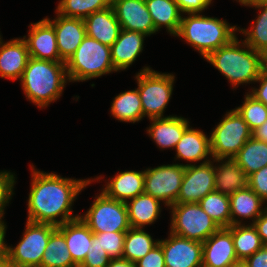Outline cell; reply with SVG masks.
<instances>
[{"instance_id": "1", "label": "cell", "mask_w": 267, "mask_h": 267, "mask_svg": "<svg viewBox=\"0 0 267 267\" xmlns=\"http://www.w3.org/2000/svg\"><path fill=\"white\" fill-rule=\"evenodd\" d=\"M34 171L28 200V221L56 227L74 219L72 203L91 180L63 178L54 173ZM62 218L57 220L56 217Z\"/></svg>"}, {"instance_id": "2", "label": "cell", "mask_w": 267, "mask_h": 267, "mask_svg": "<svg viewBox=\"0 0 267 267\" xmlns=\"http://www.w3.org/2000/svg\"><path fill=\"white\" fill-rule=\"evenodd\" d=\"M242 44L247 49L245 47L241 49L240 42L235 37L205 58L232 83L233 87L242 83L256 82L266 67L263 54L256 52L244 41Z\"/></svg>"}, {"instance_id": "3", "label": "cell", "mask_w": 267, "mask_h": 267, "mask_svg": "<svg viewBox=\"0 0 267 267\" xmlns=\"http://www.w3.org/2000/svg\"><path fill=\"white\" fill-rule=\"evenodd\" d=\"M66 76L65 62L29 57L20 80L26 97L42 108L61 96Z\"/></svg>"}, {"instance_id": "4", "label": "cell", "mask_w": 267, "mask_h": 267, "mask_svg": "<svg viewBox=\"0 0 267 267\" xmlns=\"http://www.w3.org/2000/svg\"><path fill=\"white\" fill-rule=\"evenodd\" d=\"M188 15L186 18H181L175 36L183 37L204 58L236 37L235 30L238 28L231 27L226 21L202 16L199 13H188Z\"/></svg>"}, {"instance_id": "5", "label": "cell", "mask_w": 267, "mask_h": 267, "mask_svg": "<svg viewBox=\"0 0 267 267\" xmlns=\"http://www.w3.org/2000/svg\"><path fill=\"white\" fill-rule=\"evenodd\" d=\"M116 71L111 59V47L86 35L74 54L66 62L67 77L71 81H85Z\"/></svg>"}, {"instance_id": "6", "label": "cell", "mask_w": 267, "mask_h": 267, "mask_svg": "<svg viewBox=\"0 0 267 267\" xmlns=\"http://www.w3.org/2000/svg\"><path fill=\"white\" fill-rule=\"evenodd\" d=\"M56 226L27 220L22 240L15 248L7 246L6 259L15 267H41L43 253Z\"/></svg>"}, {"instance_id": "7", "label": "cell", "mask_w": 267, "mask_h": 267, "mask_svg": "<svg viewBox=\"0 0 267 267\" xmlns=\"http://www.w3.org/2000/svg\"><path fill=\"white\" fill-rule=\"evenodd\" d=\"M136 78L144 117L146 115L149 119L162 117L172 95L174 75L160 74L149 67H144Z\"/></svg>"}, {"instance_id": "8", "label": "cell", "mask_w": 267, "mask_h": 267, "mask_svg": "<svg viewBox=\"0 0 267 267\" xmlns=\"http://www.w3.org/2000/svg\"><path fill=\"white\" fill-rule=\"evenodd\" d=\"M171 232L178 236L204 242L220 227L198 203H174Z\"/></svg>"}, {"instance_id": "9", "label": "cell", "mask_w": 267, "mask_h": 267, "mask_svg": "<svg viewBox=\"0 0 267 267\" xmlns=\"http://www.w3.org/2000/svg\"><path fill=\"white\" fill-rule=\"evenodd\" d=\"M85 216H79L93 233L127 232L131 226L125 202L108 197L103 191Z\"/></svg>"}, {"instance_id": "10", "label": "cell", "mask_w": 267, "mask_h": 267, "mask_svg": "<svg viewBox=\"0 0 267 267\" xmlns=\"http://www.w3.org/2000/svg\"><path fill=\"white\" fill-rule=\"evenodd\" d=\"M252 137V131L237 111L231 110L210 136L211 156L214 159L232 158Z\"/></svg>"}, {"instance_id": "11", "label": "cell", "mask_w": 267, "mask_h": 267, "mask_svg": "<svg viewBox=\"0 0 267 267\" xmlns=\"http://www.w3.org/2000/svg\"><path fill=\"white\" fill-rule=\"evenodd\" d=\"M185 165H162L144 171V193L160 201L166 206L176 203L180 192Z\"/></svg>"}, {"instance_id": "12", "label": "cell", "mask_w": 267, "mask_h": 267, "mask_svg": "<svg viewBox=\"0 0 267 267\" xmlns=\"http://www.w3.org/2000/svg\"><path fill=\"white\" fill-rule=\"evenodd\" d=\"M215 166L209 159L200 165H185V173L176 203H198L215 191Z\"/></svg>"}, {"instance_id": "13", "label": "cell", "mask_w": 267, "mask_h": 267, "mask_svg": "<svg viewBox=\"0 0 267 267\" xmlns=\"http://www.w3.org/2000/svg\"><path fill=\"white\" fill-rule=\"evenodd\" d=\"M166 267H202L203 242L187 239L170 232L169 239L158 240Z\"/></svg>"}, {"instance_id": "14", "label": "cell", "mask_w": 267, "mask_h": 267, "mask_svg": "<svg viewBox=\"0 0 267 267\" xmlns=\"http://www.w3.org/2000/svg\"><path fill=\"white\" fill-rule=\"evenodd\" d=\"M121 29L150 35L156 32L145 0H112Z\"/></svg>"}, {"instance_id": "15", "label": "cell", "mask_w": 267, "mask_h": 267, "mask_svg": "<svg viewBox=\"0 0 267 267\" xmlns=\"http://www.w3.org/2000/svg\"><path fill=\"white\" fill-rule=\"evenodd\" d=\"M239 262L227 228H220L203 242L202 267H230Z\"/></svg>"}, {"instance_id": "16", "label": "cell", "mask_w": 267, "mask_h": 267, "mask_svg": "<svg viewBox=\"0 0 267 267\" xmlns=\"http://www.w3.org/2000/svg\"><path fill=\"white\" fill-rule=\"evenodd\" d=\"M45 19L54 27L60 59L66 63L86 36L84 20L60 14L54 21Z\"/></svg>"}, {"instance_id": "17", "label": "cell", "mask_w": 267, "mask_h": 267, "mask_svg": "<svg viewBox=\"0 0 267 267\" xmlns=\"http://www.w3.org/2000/svg\"><path fill=\"white\" fill-rule=\"evenodd\" d=\"M30 28L28 39L24 36L29 57L40 60L63 62L58 53L54 27L46 19H43L37 23L31 24Z\"/></svg>"}, {"instance_id": "18", "label": "cell", "mask_w": 267, "mask_h": 267, "mask_svg": "<svg viewBox=\"0 0 267 267\" xmlns=\"http://www.w3.org/2000/svg\"><path fill=\"white\" fill-rule=\"evenodd\" d=\"M29 59L27 44L23 39H14L3 44L0 35V76L20 79Z\"/></svg>"}, {"instance_id": "19", "label": "cell", "mask_w": 267, "mask_h": 267, "mask_svg": "<svg viewBox=\"0 0 267 267\" xmlns=\"http://www.w3.org/2000/svg\"><path fill=\"white\" fill-rule=\"evenodd\" d=\"M84 23L86 35L110 47L117 40L121 31L120 23L112 6L90 14L84 19Z\"/></svg>"}, {"instance_id": "20", "label": "cell", "mask_w": 267, "mask_h": 267, "mask_svg": "<svg viewBox=\"0 0 267 267\" xmlns=\"http://www.w3.org/2000/svg\"><path fill=\"white\" fill-rule=\"evenodd\" d=\"M57 229L64 235L69 253L79 266L87 255L94 233L80 217L58 226Z\"/></svg>"}, {"instance_id": "21", "label": "cell", "mask_w": 267, "mask_h": 267, "mask_svg": "<svg viewBox=\"0 0 267 267\" xmlns=\"http://www.w3.org/2000/svg\"><path fill=\"white\" fill-rule=\"evenodd\" d=\"M140 32L121 29L111 46V59L116 71L128 68L142 52L144 37Z\"/></svg>"}, {"instance_id": "22", "label": "cell", "mask_w": 267, "mask_h": 267, "mask_svg": "<svg viewBox=\"0 0 267 267\" xmlns=\"http://www.w3.org/2000/svg\"><path fill=\"white\" fill-rule=\"evenodd\" d=\"M150 120L153 123L147 132L160 148H175L189 127V122L183 117L167 116Z\"/></svg>"}, {"instance_id": "23", "label": "cell", "mask_w": 267, "mask_h": 267, "mask_svg": "<svg viewBox=\"0 0 267 267\" xmlns=\"http://www.w3.org/2000/svg\"><path fill=\"white\" fill-rule=\"evenodd\" d=\"M103 192L110 198L127 202L144 193V171H124L110 179Z\"/></svg>"}, {"instance_id": "24", "label": "cell", "mask_w": 267, "mask_h": 267, "mask_svg": "<svg viewBox=\"0 0 267 267\" xmlns=\"http://www.w3.org/2000/svg\"><path fill=\"white\" fill-rule=\"evenodd\" d=\"M223 160H226L224 164L215 167V191L231 196L248 185V177L234 157L214 159L216 162Z\"/></svg>"}, {"instance_id": "25", "label": "cell", "mask_w": 267, "mask_h": 267, "mask_svg": "<svg viewBox=\"0 0 267 267\" xmlns=\"http://www.w3.org/2000/svg\"><path fill=\"white\" fill-rule=\"evenodd\" d=\"M177 158H182L187 161H201L209 154L211 156V143L202 131L187 128L178 141L176 147Z\"/></svg>"}, {"instance_id": "26", "label": "cell", "mask_w": 267, "mask_h": 267, "mask_svg": "<svg viewBox=\"0 0 267 267\" xmlns=\"http://www.w3.org/2000/svg\"><path fill=\"white\" fill-rule=\"evenodd\" d=\"M231 225L241 224L236 215L243 218H253L255 221L266 208L261 209L264 201L247 185L229 196Z\"/></svg>"}, {"instance_id": "27", "label": "cell", "mask_w": 267, "mask_h": 267, "mask_svg": "<svg viewBox=\"0 0 267 267\" xmlns=\"http://www.w3.org/2000/svg\"><path fill=\"white\" fill-rule=\"evenodd\" d=\"M129 224L132 228H142L152 224L159 216L160 200L142 193L126 202Z\"/></svg>"}, {"instance_id": "28", "label": "cell", "mask_w": 267, "mask_h": 267, "mask_svg": "<svg viewBox=\"0 0 267 267\" xmlns=\"http://www.w3.org/2000/svg\"><path fill=\"white\" fill-rule=\"evenodd\" d=\"M145 3L155 30H160L164 25L170 34L176 35L182 18L177 2L175 0H145Z\"/></svg>"}, {"instance_id": "29", "label": "cell", "mask_w": 267, "mask_h": 267, "mask_svg": "<svg viewBox=\"0 0 267 267\" xmlns=\"http://www.w3.org/2000/svg\"><path fill=\"white\" fill-rule=\"evenodd\" d=\"M234 159L248 177L267 166V142L257 140L252 136L234 156Z\"/></svg>"}, {"instance_id": "30", "label": "cell", "mask_w": 267, "mask_h": 267, "mask_svg": "<svg viewBox=\"0 0 267 267\" xmlns=\"http://www.w3.org/2000/svg\"><path fill=\"white\" fill-rule=\"evenodd\" d=\"M227 229L232 233L235 253L240 262H244L264 245L253 224L231 225Z\"/></svg>"}, {"instance_id": "31", "label": "cell", "mask_w": 267, "mask_h": 267, "mask_svg": "<svg viewBox=\"0 0 267 267\" xmlns=\"http://www.w3.org/2000/svg\"><path fill=\"white\" fill-rule=\"evenodd\" d=\"M41 267H78L69 253L64 235L58 229L50 235Z\"/></svg>"}, {"instance_id": "32", "label": "cell", "mask_w": 267, "mask_h": 267, "mask_svg": "<svg viewBox=\"0 0 267 267\" xmlns=\"http://www.w3.org/2000/svg\"><path fill=\"white\" fill-rule=\"evenodd\" d=\"M111 113L117 120L138 122L143 115V108L138 89L122 92L111 105Z\"/></svg>"}, {"instance_id": "33", "label": "cell", "mask_w": 267, "mask_h": 267, "mask_svg": "<svg viewBox=\"0 0 267 267\" xmlns=\"http://www.w3.org/2000/svg\"><path fill=\"white\" fill-rule=\"evenodd\" d=\"M159 241H153L152 237L142 228H130L125 234L122 258L137 262L148 254Z\"/></svg>"}, {"instance_id": "34", "label": "cell", "mask_w": 267, "mask_h": 267, "mask_svg": "<svg viewBox=\"0 0 267 267\" xmlns=\"http://www.w3.org/2000/svg\"><path fill=\"white\" fill-rule=\"evenodd\" d=\"M198 204L220 228L231 226L229 196L213 191L201 199Z\"/></svg>"}, {"instance_id": "35", "label": "cell", "mask_w": 267, "mask_h": 267, "mask_svg": "<svg viewBox=\"0 0 267 267\" xmlns=\"http://www.w3.org/2000/svg\"><path fill=\"white\" fill-rule=\"evenodd\" d=\"M111 3L112 0H61L56 12L65 17L84 20L94 12L109 8Z\"/></svg>"}, {"instance_id": "36", "label": "cell", "mask_w": 267, "mask_h": 267, "mask_svg": "<svg viewBox=\"0 0 267 267\" xmlns=\"http://www.w3.org/2000/svg\"><path fill=\"white\" fill-rule=\"evenodd\" d=\"M255 8L263 9L257 17L251 30L241 29L239 32L247 35L244 42L254 49L256 52H260L265 57L267 56V4L257 5Z\"/></svg>"}, {"instance_id": "37", "label": "cell", "mask_w": 267, "mask_h": 267, "mask_svg": "<svg viewBox=\"0 0 267 267\" xmlns=\"http://www.w3.org/2000/svg\"><path fill=\"white\" fill-rule=\"evenodd\" d=\"M235 110L248 124L252 132L267 121V106L257 101L250 94L245 96L243 105Z\"/></svg>"}, {"instance_id": "38", "label": "cell", "mask_w": 267, "mask_h": 267, "mask_svg": "<svg viewBox=\"0 0 267 267\" xmlns=\"http://www.w3.org/2000/svg\"><path fill=\"white\" fill-rule=\"evenodd\" d=\"M98 237L100 247L111 259L122 258L126 232L94 233Z\"/></svg>"}, {"instance_id": "39", "label": "cell", "mask_w": 267, "mask_h": 267, "mask_svg": "<svg viewBox=\"0 0 267 267\" xmlns=\"http://www.w3.org/2000/svg\"><path fill=\"white\" fill-rule=\"evenodd\" d=\"M110 259L108 253L100 247L98 237L93 234L92 244L84 261L78 267H106Z\"/></svg>"}, {"instance_id": "40", "label": "cell", "mask_w": 267, "mask_h": 267, "mask_svg": "<svg viewBox=\"0 0 267 267\" xmlns=\"http://www.w3.org/2000/svg\"><path fill=\"white\" fill-rule=\"evenodd\" d=\"M15 177L7 171L0 172V221L4 214V208L13 195Z\"/></svg>"}, {"instance_id": "41", "label": "cell", "mask_w": 267, "mask_h": 267, "mask_svg": "<svg viewBox=\"0 0 267 267\" xmlns=\"http://www.w3.org/2000/svg\"><path fill=\"white\" fill-rule=\"evenodd\" d=\"M248 186L265 202L267 201V166L248 176Z\"/></svg>"}, {"instance_id": "42", "label": "cell", "mask_w": 267, "mask_h": 267, "mask_svg": "<svg viewBox=\"0 0 267 267\" xmlns=\"http://www.w3.org/2000/svg\"><path fill=\"white\" fill-rule=\"evenodd\" d=\"M136 267H166L162 246L158 243L143 258L135 262Z\"/></svg>"}, {"instance_id": "43", "label": "cell", "mask_w": 267, "mask_h": 267, "mask_svg": "<svg viewBox=\"0 0 267 267\" xmlns=\"http://www.w3.org/2000/svg\"><path fill=\"white\" fill-rule=\"evenodd\" d=\"M182 13H200L208 8L212 0H175Z\"/></svg>"}, {"instance_id": "44", "label": "cell", "mask_w": 267, "mask_h": 267, "mask_svg": "<svg viewBox=\"0 0 267 267\" xmlns=\"http://www.w3.org/2000/svg\"><path fill=\"white\" fill-rule=\"evenodd\" d=\"M256 81L260 82L259 89L254 88V90H252V93L249 94L257 101H260L265 106H267V66L262 70Z\"/></svg>"}, {"instance_id": "45", "label": "cell", "mask_w": 267, "mask_h": 267, "mask_svg": "<svg viewBox=\"0 0 267 267\" xmlns=\"http://www.w3.org/2000/svg\"><path fill=\"white\" fill-rule=\"evenodd\" d=\"M247 267H267V245L264 244L258 251L243 262Z\"/></svg>"}, {"instance_id": "46", "label": "cell", "mask_w": 267, "mask_h": 267, "mask_svg": "<svg viewBox=\"0 0 267 267\" xmlns=\"http://www.w3.org/2000/svg\"><path fill=\"white\" fill-rule=\"evenodd\" d=\"M252 224L257 229L262 243L267 245V207Z\"/></svg>"}, {"instance_id": "47", "label": "cell", "mask_w": 267, "mask_h": 267, "mask_svg": "<svg viewBox=\"0 0 267 267\" xmlns=\"http://www.w3.org/2000/svg\"><path fill=\"white\" fill-rule=\"evenodd\" d=\"M5 224L3 221H0V261L6 259V249L7 245L4 243L5 238Z\"/></svg>"}, {"instance_id": "48", "label": "cell", "mask_w": 267, "mask_h": 267, "mask_svg": "<svg viewBox=\"0 0 267 267\" xmlns=\"http://www.w3.org/2000/svg\"><path fill=\"white\" fill-rule=\"evenodd\" d=\"M106 267H136L135 262L129 261L124 258L110 259Z\"/></svg>"}, {"instance_id": "49", "label": "cell", "mask_w": 267, "mask_h": 267, "mask_svg": "<svg viewBox=\"0 0 267 267\" xmlns=\"http://www.w3.org/2000/svg\"><path fill=\"white\" fill-rule=\"evenodd\" d=\"M252 136L260 141L267 142V121L252 132Z\"/></svg>"}, {"instance_id": "50", "label": "cell", "mask_w": 267, "mask_h": 267, "mask_svg": "<svg viewBox=\"0 0 267 267\" xmlns=\"http://www.w3.org/2000/svg\"><path fill=\"white\" fill-rule=\"evenodd\" d=\"M239 2L246 6H257L267 4V0H239Z\"/></svg>"}, {"instance_id": "51", "label": "cell", "mask_w": 267, "mask_h": 267, "mask_svg": "<svg viewBox=\"0 0 267 267\" xmlns=\"http://www.w3.org/2000/svg\"><path fill=\"white\" fill-rule=\"evenodd\" d=\"M12 265L7 261V259L0 261V267H11Z\"/></svg>"}, {"instance_id": "52", "label": "cell", "mask_w": 267, "mask_h": 267, "mask_svg": "<svg viewBox=\"0 0 267 267\" xmlns=\"http://www.w3.org/2000/svg\"><path fill=\"white\" fill-rule=\"evenodd\" d=\"M230 267H247L243 262H239L233 266H230Z\"/></svg>"}]
</instances>
